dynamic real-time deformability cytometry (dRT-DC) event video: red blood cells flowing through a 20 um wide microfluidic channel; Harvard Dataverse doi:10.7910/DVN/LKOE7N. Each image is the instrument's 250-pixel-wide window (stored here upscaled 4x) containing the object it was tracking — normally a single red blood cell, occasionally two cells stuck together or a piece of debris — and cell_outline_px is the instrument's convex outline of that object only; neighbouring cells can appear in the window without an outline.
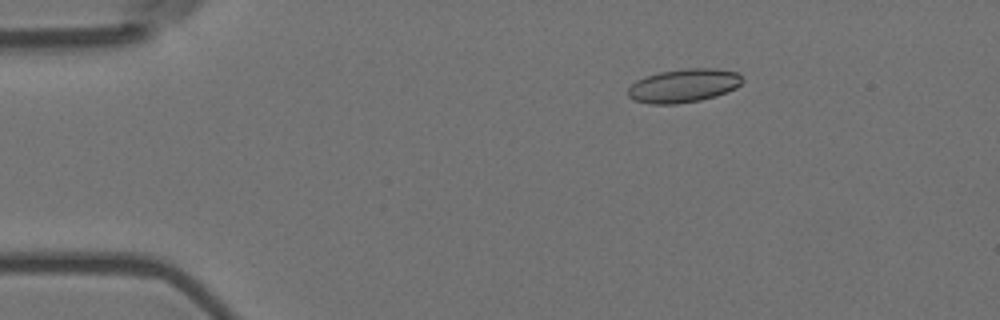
{"species": "Egyptian fruit bat (a non-hibernating species)", "species_latin": "Rousettus aegyptiacus", "temperature_condition": "room temperature", "stored_images_in_passage": 5, "camera_frame_rate_fps": 3000, "um_per_image_px": 0.085, "animal": {"sex": "female"}, "frame": {"image": 1, "passage_image": 3, "time_ms": 0.667, "image_size_px": [1000, 320], "cell_outline_px": [[744, 80], [736, 88], [716, 96], [700, 100], [676, 104], [652, 104], [632, 100], [628, 96], [628, 88], [636, 80], [644, 76], [660, 72], [684, 68], [716, 68], [736, 72]], "centroid_in_image_um": [58.09, 7.28], "position_along_channel_um": 26.9, "area_um2": 22.48}}